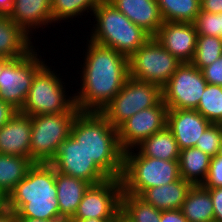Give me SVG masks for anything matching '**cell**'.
Returning <instances> with one entry per match:
<instances>
[{
  "label": "cell",
  "instance_id": "obj_1",
  "mask_svg": "<svg viewBox=\"0 0 222 222\" xmlns=\"http://www.w3.org/2000/svg\"><path fill=\"white\" fill-rule=\"evenodd\" d=\"M80 89L74 102L80 112H101L120 92L129 77L128 57L115 49L97 44L87 36Z\"/></svg>",
  "mask_w": 222,
  "mask_h": 222
},
{
  "label": "cell",
  "instance_id": "obj_2",
  "mask_svg": "<svg viewBox=\"0 0 222 222\" xmlns=\"http://www.w3.org/2000/svg\"><path fill=\"white\" fill-rule=\"evenodd\" d=\"M70 135L110 178H121L124 151L119 144L117 128L100 112H79Z\"/></svg>",
  "mask_w": 222,
  "mask_h": 222
},
{
  "label": "cell",
  "instance_id": "obj_3",
  "mask_svg": "<svg viewBox=\"0 0 222 222\" xmlns=\"http://www.w3.org/2000/svg\"><path fill=\"white\" fill-rule=\"evenodd\" d=\"M8 209L15 212L16 217L61 221L55 168L50 163H34L8 195Z\"/></svg>",
  "mask_w": 222,
  "mask_h": 222
},
{
  "label": "cell",
  "instance_id": "obj_4",
  "mask_svg": "<svg viewBox=\"0 0 222 222\" xmlns=\"http://www.w3.org/2000/svg\"><path fill=\"white\" fill-rule=\"evenodd\" d=\"M96 23L91 27L89 40L115 49L129 57L151 36L141 27L131 22L108 0H103L93 11Z\"/></svg>",
  "mask_w": 222,
  "mask_h": 222
},
{
  "label": "cell",
  "instance_id": "obj_5",
  "mask_svg": "<svg viewBox=\"0 0 222 222\" xmlns=\"http://www.w3.org/2000/svg\"><path fill=\"white\" fill-rule=\"evenodd\" d=\"M178 160L141 156L134 149L124 152L121 183L123 192L140 196L146 189L180 179Z\"/></svg>",
  "mask_w": 222,
  "mask_h": 222
},
{
  "label": "cell",
  "instance_id": "obj_6",
  "mask_svg": "<svg viewBox=\"0 0 222 222\" xmlns=\"http://www.w3.org/2000/svg\"><path fill=\"white\" fill-rule=\"evenodd\" d=\"M47 63L35 74L32 86L22 106V114L30 117L42 114L70 112L75 107L74 94L66 92V84L56 69ZM52 70V71H51Z\"/></svg>",
  "mask_w": 222,
  "mask_h": 222
},
{
  "label": "cell",
  "instance_id": "obj_7",
  "mask_svg": "<svg viewBox=\"0 0 222 222\" xmlns=\"http://www.w3.org/2000/svg\"><path fill=\"white\" fill-rule=\"evenodd\" d=\"M79 112L75 106L67 113L31 117L29 158L34 163H50L54 159L59 146L70 136L72 123Z\"/></svg>",
  "mask_w": 222,
  "mask_h": 222
},
{
  "label": "cell",
  "instance_id": "obj_8",
  "mask_svg": "<svg viewBox=\"0 0 222 222\" xmlns=\"http://www.w3.org/2000/svg\"><path fill=\"white\" fill-rule=\"evenodd\" d=\"M162 99V89L153 83L128 77L120 92L101 110L114 127L137 112L155 106Z\"/></svg>",
  "mask_w": 222,
  "mask_h": 222
},
{
  "label": "cell",
  "instance_id": "obj_9",
  "mask_svg": "<svg viewBox=\"0 0 222 222\" xmlns=\"http://www.w3.org/2000/svg\"><path fill=\"white\" fill-rule=\"evenodd\" d=\"M181 64L154 37L128 57L130 77L156 84L161 89Z\"/></svg>",
  "mask_w": 222,
  "mask_h": 222
},
{
  "label": "cell",
  "instance_id": "obj_10",
  "mask_svg": "<svg viewBox=\"0 0 222 222\" xmlns=\"http://www.w3.org/2000/svg\"><path fill=\"white\" fill-rule=\"evenodd\" d=\"M34 46L26 55L12 59L0 74V100L20 111L35 74L46 64ZM38 53V54H37Z\"/></svg>",
  "mask_w": 222,
  "mask_h": 222
},
{
  "label": "cell",
  "instance_id": "obj_11",
  "mask_svg": "<svg viewBox=\"0 0 222 222\" xmlns=\"http://www.w3.org/2000/svg\"><path fill=\"white\" fill-rule=\"evenodd\" d=\"M207 81L192 63H182L162 88V99L168 109L195 110Z\"/></svg>",
  "mask_w": 222,
  "mask_h": 222
},
{
  "label": "cell",
  "instance_id": "obj_12",
  "mask_svg": "<svg viewBox=\"0 0 222 222\" xmlns=\"http://www.w3.org/2000/svg\"><path fill=\"white\" fill-rule=\"evenodd\" d=\"M121 178L90 185L71 219H115L121 212Z\"/></svg>",
  "mask_w": 222,
  "mask_h": 222
},
{
  "label": "cell",
  "instance_id": "obj_13",
  "mask_svg": "<svg viewBox=\"0 0 222 222\" xmlns=\"http://www.w3.org/2000/svg\"><path fill=\"white\" fill-rule=\"evenodd\" d=\"M50 164L57 172L85 180L91 185L102 183L110 178L93 159L88 157L71 135L59 146Z\"/></svg>",
  "mask_w": 222,
  "mask_h": 222
},
{
  "label": "cell",
  "instance_id": "obj_14",
  "mask_svg": "<svg viewBox=\"0 0 222 222\" xmlns=\"http://www.w3.org/2000/svg\"><path fill=\"white\" fill-rule=\"evenodd\" d=\"M167 106L161 99L155 106L141 110L124 121L118 128V140L125 152L166 127Z\"/></svg>",
  "mask_w": 222,
  "mask_h": 222
},
{
  "label": "cell",
  "instance_id": "obj_15",
  "mask_svg": "<svg viewBox=\"0 0 222 222\" xmlns=\"http://www.w3.org/2000/svg\"><path fill=\"white\" fill-rule=\"evenodd\" d=\"M198 33L194 23L163 22L154 38L182 63H191Z\"/></svg>",
  "mask_w": 222,
  "mask_h": 222
},
{
  "label": "cell",
  "instance_id": "obj_16",
  "mask_svg": "<svg viewBox=\"0 0 222 222\" xmlns=\"http://www.w3.org/2000/svg\"><path fill=\"white\" fill-rule=\"evenodd\" d=\"M211 123L197 110L168 109L167 128L172 132L180 150L195 147Z\"/></svg>",
  "mask_w": 222,
  "mask_h": 222
},
{
  "label": "cell",
  "instance_id": "obj_17",
  "mask_svg": "<svg viewBox=\"0 0 222 222\" xmlns=\"http://www.w3.org/2000/svg\"><path fill=\"white\" fill-rule=\"evenodd\" d=\"M31 117L17 111L0 128V154L29 158Z\"/></svg>",
  "mask_w": 222,
  "mask_h": 222
},
{
  "label": "cell",
  "instance_id": "obj_18",
  "mask_svg": "<svg viewBox=\"0 0 222 222\" xmlns=\"http://www.w3.org/2000/svg\"><path fill=\"white\" fill-rule=\"evenodd\" d=\"M8 16L31 38L34 30L49 28L54 23L51 15V0H14Z\"/></svg>",
  "mask_w": 222,
  "mask_h": 222
},
{
  "label": "cell",
  "instance_id": "obj_19",
  "mask_svg": "<svg viewBox=\"0 0 222 222\" xmlns=\"http://www.w3.org/2000/svg\"><path fill=\"white\" fill-rule=\"evenodd\" d=\"M131 22L154 37L164 22L157 0H108Z\"/></svg>",
  "mask_w": 222,
  "mask_h": 222
},
{
  "label": "cell",
  "instance_id": "obj_20",
  "mask_svg": "<svg viewBox=\"0 0 222 222\" xmlns=\"http://www.w3.org/2000/svg\"><path fill=\"white\" fill-rule=\"evenodd\" d=\"M55 184L57 187L60 220H70L75 215L85 191L91 184L56 170Z\"/></svg>",
  "mask_w": 222,
  "mask_h": 222
},
{
  "label": "cell",
  "instance_id": "obj_21",
  "mask_svg": "<svg viewBox=\"0 0 222 222\" xmlns=\"http://www.w3.org/2000/svg\"><path fill=\"white\" fill-rule=\"evenodd\" d=\"M192 184L180 178L170 184L146 189L140 197L157 210H179Z\"/></svg>",
  "mask_w": 222,
  "mask_h": 222
},
{
  "label": "cell",
  "instance_id": "obj_22",
  "mask_svg": "<svg viewBox=\"0 0 222 222\" xmlns=\"http://www.w3.org/2000/svg\"><path fill=\"white\" fill-rule=\"evenodd\" d=\"M31 39L8 15H0V56L15 59L26 55L34 47Z\"/></svg>",
  "mask_w": 222,
  "mask_h": 222
},
{
  "label": "cell",
  "instance_id": "obj_23",
  "mask_svg": "<svg viewBox=\"0 0 222 222\" xmlns=\"http://www.w3.org/2000/svg\"><path fill=\"white\" fill-rule=\"evenodd\" d=\"M181 211L188 222H214V209L210 192L202 185H192Z\"/></svg>",
  "mask_w": 222,
  "mask_h": 222
},
{
  "label": "cell",
  "instance_id": "obj_24",
  "mask_svg": "<svg viewBox=\"0 0 222 222\" xmlns=\"http://www.w3.org/2000/svg\"><path fill=\"white\" fill-rule=\"evenodd\" d=\"M134 150L141 156L162 160H178L180 149L167 126L142 141Z\"/></svg>",
  "mask_w": 222,
  "mask_h": 222
},
{
  "label": "cell",
  "instance_id": "obj_25",
  "mask_svg": "<svg viewBox=\"0 0 222 222\" xmlns=\"http://www.w3.org/2000/svg\"><path fill=\"white\" fill-rule=\"evenodd\" d=\"M211 158L196 147L180 150V177L192 185H202L207 177Z\"/></svg>",
  "mask_w": 222,
  "mask_h": 222
},
{
  "label": "cell",
  "instance_id": "obj_26",
  "mask_svg": "<svg viewBox=\"0 0 222 222\" xmlns=\"http://www.w3.org/2000/svg\"><path fill=\"white\" fill-rule=\"evenodd\" d=\"M33 164L30 158L0 154V191L8 196Z\"/></svg>",
  "mask_w": 222,
  "mask_h": 222
},
{
  "label": "cell",
  "instance_id": "obj_27",
  "mask_svg": "<svg viewBox=\"0 0 222 222\" xmlns=\"http://www.w3.org/2000/svg\"><path fill=\"white\" fill-rule=\"evenodd\" d=\"M129 222H160L161 211L140 196L122 191L121 212Z\"/></svg>",
  "mask_w": 222,
  "mask_h": 222
},
{
  "label": "cell",
  "instance_id": "obj_28",
  "mask_svg": "<svg viewBox=\"0 0 222 222\" xmlns=\"http://www.w3.org/2000/svg\"><path fill=\"white\" fill-rule=\"evenodd\" d=\"M165 22L193 23L201 11L200 0H157Z\"/></svg>",
  "mask_w": 222,
  "mask_h": 222
},
{
  "label": "cell",
  "instance_id": "obj_29",
  "mask_svg": "<svg viewBox=\"0 0 222 222\" xmlns=\"http://www.w3.org/2000/svg\"><path fill=\"white\" fill-rule=\"evenodd\" d=\"M102 1L103 0H51L52 20L57 24L61 21H75L74 19L76 17L81 18L85 12L87 14L91 12L90 15L92 16L94 9Z\"/></svg>",
  "mask_w": 222,
  "mask_h": 222
},
{
  "label": "cell",
  "instance_id": "obj_30",
  "mask_svg": "<svg viewBox=\"0 0 222 222\" xmlns=\"http://www.w3.org/2000/svg\"><path fill=\"white\" fill-rule=\"evenodd\" d=\"M195 110L211 124L222 125V86L208 83Z\"/></svg>",
  "mask_w": 222,
  "mask_h": 222
},
{
  "label": "cell",
  "instance_id": "obj_31",
  "mask_svg": "<svg viewBox=\"0 0 222 222\" xmlns=\"http://www.w3.org/2000/svg\"><path fill=\"white\" fill-rule=\"evenodd\" d=\"M222 56V38L198 35L192 64L198 69L211 65Z\"/></svg>",
  "mask_w": 222,
  "mask_h": 222
},
{
  "label": "cell",
  "instance_id": "obj_32",
  "mask_svg": "<svg viewBox=\"0 0 222 222\" xmlns=\"http://www.w3.org/2000/svg\"><path fill=\"white\" fill-rule=\"evenodd\" d=\"M221 140L222 125L210 124L198 139L195 147L210 157H215L219 153Z\"/></svg>",
  "mask_w": 222,
  "mask_h": 222
},
{
  "label": "cell",
  "instance_id": "obj_33",
  "mask_svg": "<svg viewBox=\"0 0 222 222\" xmlns=\"http://www.w3.org/2000/svg\"><path fill=\"white\" fill-rule=\"evenodd\" d=\"M193 23L198 35L222 38L221 13L215 14L200 11Z\"/></svg>",
  "mask_w": 222,
  "mask_h": 222
},
{
  "label": "cell",
  "instance_id": "obj_34",
  "mask_svg": "<svg viewBox=\"0 0 222 222\" xmlns=\"http://www.w3.org/2000/svg\"><path fill=\"white\" fill-rule=\"evenodd\" d=\"M205 188L222 187V156L211 158L207 177L202 184Z\"/></svg>",
  "mask_w": 222,
  "mask_h": 222
},
{
  "label": "cell",
  "instance_id": "obj_35",
  "mask_svg": "<svg viewBox=\"0 0 222 222\" xmlns=\"http://www.w3.org/2000/svg\"><path fill=\"white\" fill-rule=\"evenodd\" d=\"M201 72L207 83L222 86V56L211 65L202 68Z\"/></svg>",
  "mask_w": 222,
  "mask_h": 222
},
{
  "label": "cell",
  "instance_id": "obj_36",
  "mask_svg": "<svg viewBox=\"0 0 222 222\" xmlns=\"http://www.w3.org/2000/svg\"><path fill=\"white\" fill-rule=\"evenodd\" d=\"M210 192L214 209V222H222V187L206 188Z\"/></svg>",
  "mask_w": 222,
  "mask_h": 222
},
{
  "label": "cell",
  "instance_id": "obj_37",
  "mask_svg": "<svg viewBox=\"0 0 222 222\" xmlns=\"http://www.w3.org/2000/svg\"><path fill=\"white\" fill-rule=\"evenodd\" d=\"M160 222H188L181 209L161 211Z\"/></svg>",
  "mask_w": 222,
  "mask_h": 222
},
{
  "label": "cell",
  "instance_id": "obj_38",
  "mask_svg": "<svg viewBox=\"0 0 222 222\" xmlns=\"http://www.w3.org/2000/svg\"><path fill=\"white\" fill-rule=\"evenodd\" d=\"M17 112L11 105L0 100V128L7 123Z\"/></svg>",
  "mask_w": 222,
  "mask_h": 222
},
{
  "label": "cell",
  "instance_id": "obj_39",
  "mask_svg": "<svg viewBox=\"0 0 222 222\" xmlns=\"http://www.w3.org/2000/svg\"><path fill=\"white\" fill-rule=\"evenodd\" d=\"M201 11L219 14L222 13V0H200Z\"/></svg>",
  "mask_w": 222,
  "mask_h": 222
},
{
  "label": "cell",
  "instance_id": "obj_40",
  "mask_svg": "<svg viewBox=\"0 0 222 222\" xmlns=\"http://www.w3.org/2000/svg\"><path fill=\"white\" fill-rule=\"evenodd\" d=\"M14 0H0V15H9L12 10Z\"/></svg>",
  "mask_w": 222,
  "mask_h": 222
},
{
  "label": "cell",
  "instance_id": "obj_41",
  "mask_svg": "<svg viewBox=\"0 0 222 222\" xmlns=\"http://www.w3.org/2000/svg\"><path fill=\"white\" fill-rule=\"evenodd\" d=\"M0 222H16V213L11 209H8L2 215H0Z\"/></svg>",
  "mask_w": 222,
  "mask_h": 222
},
{
  "label": "cell",
  "instance_id": "obj_42",
  "mask_svg": "<svg viewBox=\"0 0 222 222\" xmlns=\"http://www.w3.org/2000/svg\"><path fill=\"white\" fill-rule=\"evenodd\" d=\"M8 210V196L0 191V215Z\"/></svg>",
  "mask_w": 222,
  "mask_h": 222
},
{
  "label": "cell",
  "instance_id": "obj_43",
  "mask_svg": "<svg viewBox=\"0 0 222 222\" xmlns=\"http://www.w3.org/2000/svg\"><path fill=\"white\" fill-rule=\"evenodd\" d=\"M16 222H60V221H46L29 217H16Z\"/></svg>",
  "mask_w": 222,
  "mask_h": 222
},
{
  "label": "cell",
  "instance_id": "obj_44",
  "mask_svg": "<svg viewBox=\"0 0 222 222\" xmlns=\"http://www.w3.org/2000/svg\"><path fill=\"white\" fill-rule=\"evenodd\" d=\"M114 219H70L72 222H113Z\"/></svg>",
  "mask_w": 222,
  "mask_h": 222
},
{
  "label": "cell",
  "instance_id": "obj_45",
  "mask_svg": "<svg viewBox=\"0 0 222 222\" xmlns=\"http://www.w3.org/2000/svg\"><path fill=\"white\" fill-rule=\"evenodd\" d=\"M12 59L7 57L0 56V74L3 70V68L11 61Z\"/></svg>",
  "mask_w": 222,
  "mask_h": 222
},
{
  "label": "cell",
  "instance_id": "obj_46",
  "mask_svg": "<svg viewBox=\"0 0 222 222\" xmlns=\"http://www.w3.org/2000/svg\"><path fill=\"white\" fill-rule=\"evenodd\" d=\"M113 222H129L121 213L113 220Z\"/></svg>",
  "mask_w": 222,
  "mask_h": 222
},
{
  "label": "cell",
  "instance_id": "obj_47",
  "mask_svg": "<svg viewBox=\"0 0 222 222\" xmlns=\"http://www.w3.org/2000/svg\"><path fill=\"white\" fill-rule=\"evenodd\" d=\"M218 155H219V156H222V140H221V144H220V150H219Z\"/></svg>",
  "mask_w": 222,
  "mask_h": 222
},
{
  "label": "cell",
  "instance_id": "obj_48",
  "mask_svg": "<svg viewBox=\"0 0 222 222\" xmlns=\"http://www.w3.org/2000/svg\"><path fill=\"white\" fill-rule=\"evenodd\" d=\"M60 222H72V221H70V220H63V221H60Z\"/></svg>",
  "mask_w": 222,
  "mask_h": 222
}]
</instances>
